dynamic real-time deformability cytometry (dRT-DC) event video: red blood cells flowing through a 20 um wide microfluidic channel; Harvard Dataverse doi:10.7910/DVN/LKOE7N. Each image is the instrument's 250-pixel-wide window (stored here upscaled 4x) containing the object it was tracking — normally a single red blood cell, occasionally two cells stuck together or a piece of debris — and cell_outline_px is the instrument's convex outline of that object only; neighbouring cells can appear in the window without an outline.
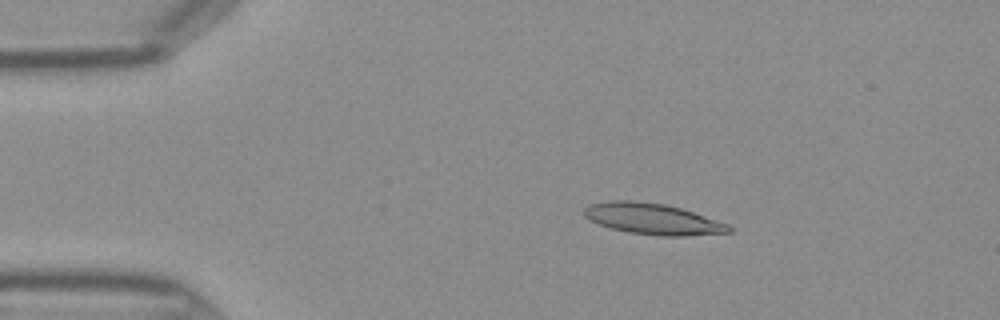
{"species": "Egyptian fruit bat (a non-hibernating species)", "species_latin": "Rousettus aegyptiacus", "temperature_condition": "warm", "stored_images_in_passage": 44, "camera_frame_rate_fps": 3000, "um_per_image_px": 0.085, "frame": {"image": 1, "passage_image": 7, "time_ms": 2.0, "image_size_px": [1000, 320], "cell_outline_px": [[736, 228], [732, 232], [684, 236], [660, 236], [628, 232], [612, 228], [600, 224], [584, 216], [584, 208], [592, 204], [608, 200], [632, 200], [664, 204], [680, 208], [728, 224]], "centroid_in_image_um": [55.51, 18.61], "position_along_channel_um": 29.5, "area_um2": 26.01}}
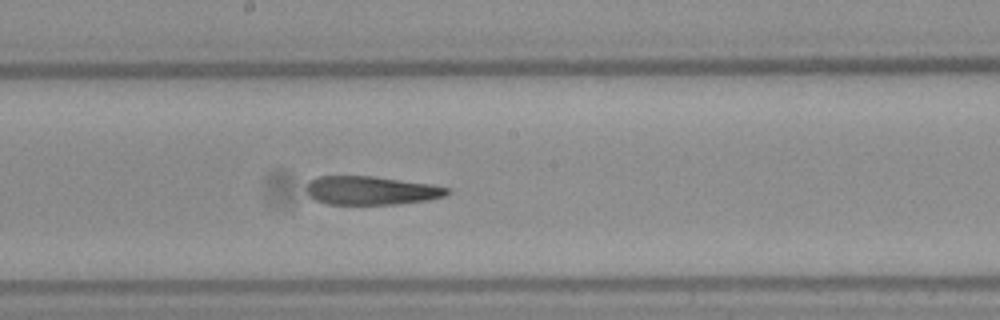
{"frame": {"image": 2, "passage_image": 23, "time_ms": 7.333, "image_size_px": [1000, 320], "cell_outline_px": [[452, 192], [448, 196], [428, 200], [396, 204], [328, 204], [316, 200], [308, 196], [308, 184], [312, 180], [320, 176], [372, 176], [432, 184], [452, 188]], "centroid_in_image_um": [31.65, 16.19], "position_along_channel_um": 216.6, "area_um2": 23.52}}
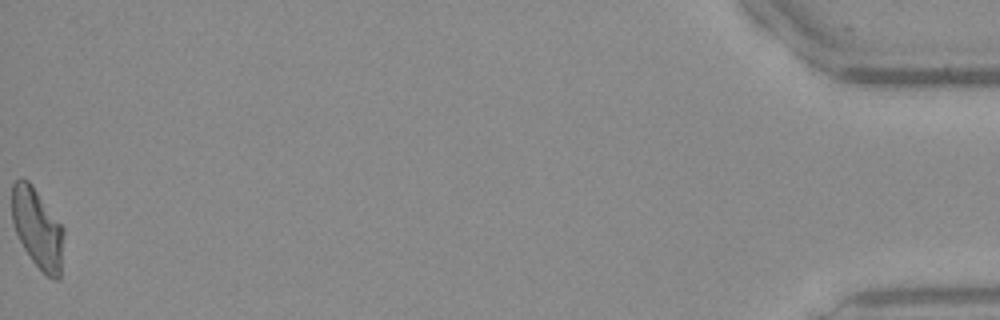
{"frame": {"image": 3, "passage_image": 44, "time_ms": 14.333, "image_size_px": [1000, 320], "cell_outline_px": [[64, 232], [60, 276], [56, 280], [52, 280], [32, 260], [24, 248], [16, 232], [12, 220], [12, 184], [20, 176], [28, 180], [32, 184], [64, 228]], "centroid_in_image_um": [3.18, 19.37], "position_along_channel_um": 432.0, "area_um2": 23.99}}